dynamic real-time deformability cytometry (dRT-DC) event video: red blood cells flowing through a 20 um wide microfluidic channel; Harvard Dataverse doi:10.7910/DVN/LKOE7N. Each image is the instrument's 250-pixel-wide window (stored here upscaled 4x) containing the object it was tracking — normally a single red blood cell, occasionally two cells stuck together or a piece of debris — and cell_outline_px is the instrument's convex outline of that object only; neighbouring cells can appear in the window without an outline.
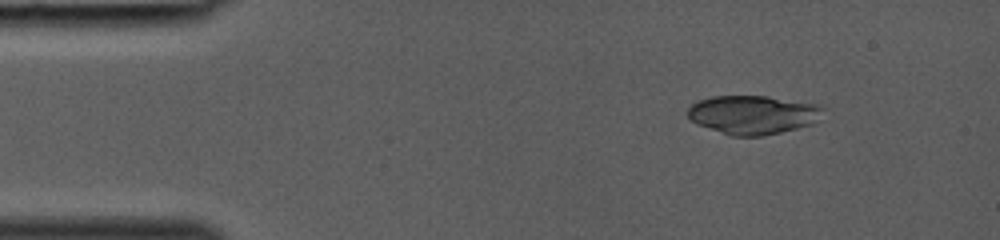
{"species": "common noctule bat (a hibernating species)", "species_latin": "Nyctalus noctula", "temperature_condition": "room temperature", "stored_images_in_passage": 34, "camera_frame_rate_fps": 3000, "um_per_image_px": 0.085, "animal": {"sex": "female", "body_mass_g": 19.0, "forearm_length_mm": 53.3}, "frame": {"image": 1, "passage_image": 1, "time_ms": 0.0, "image_size_px": [1000, 240], "cell_outline_px": [[828, 108], [820, 120], [812, 124], [764, 136], [732, 136], [696, 124], [688, 116], [688, 108], [692, 104], [700, 100], [712, 96], [768, 96], [820, 104]], "centroid_in_image_um": [64.08, 9.74], "position_along_channel_um": 20.9, "area_um2": 30.92}}
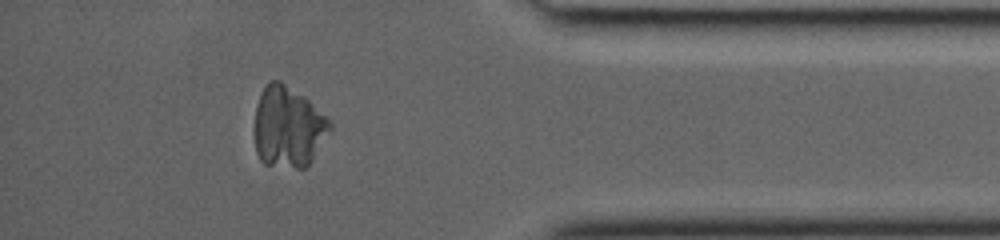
{"frame": {"image": 2, "passage_image": 30, "time_ms": 9.667, "image_size_px": [1000, 240], "cell_outline_px": [[332, 128], [312, 160], [304, 168], [296, 168], [264, 164], [260, 160], [256, 152], [256, 104], [264, 88], [272, 80], [280, 80], [304, 96], [332, 120]], "centroid_in_image_um": [24.53, 10.8], "position_along_channel_um": 410.7, "area_um2": 35.43}}